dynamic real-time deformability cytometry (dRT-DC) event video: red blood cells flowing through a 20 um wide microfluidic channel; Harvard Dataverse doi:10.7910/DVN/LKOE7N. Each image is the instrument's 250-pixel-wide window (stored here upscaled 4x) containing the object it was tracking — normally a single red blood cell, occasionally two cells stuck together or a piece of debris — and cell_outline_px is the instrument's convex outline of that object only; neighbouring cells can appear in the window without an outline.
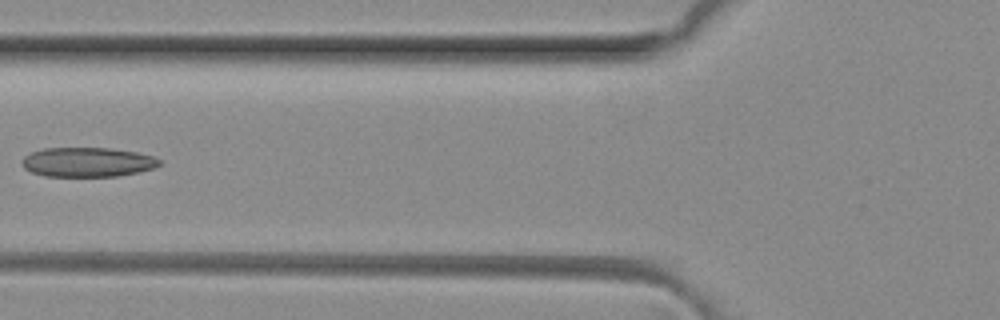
{"species": "common noctule bat (a hibernating species)", "species_latin": "Nyctalus noctula", "temperature_condition": "room temperature", "stored_images_in_passage": 3, "camera_frame_rate_fps": 3000, "um_per_image_px": 0.085, "animal": {"sex": "female", "body_mass_g": 29.2, "forearm_length_mm": 56.3}, "frame": {"image": 1, "passage_image": 3, "time_ms": 0.667, "image_size_px": [1000, 320], "cell_outline_px": [[160, 164], [152, 168], [140, 172], [116, 176], [44, 176], [32, 172], [24, 168], [20, 164], [24, 156], [32, 152], [44, 148], [108, 148], [136, 152], [152, 156], [160, 160]], "centroid_in_image_um": [7.4, 13.78], "position_along_channel_um": 118.4, "area_um2": 23.52}}